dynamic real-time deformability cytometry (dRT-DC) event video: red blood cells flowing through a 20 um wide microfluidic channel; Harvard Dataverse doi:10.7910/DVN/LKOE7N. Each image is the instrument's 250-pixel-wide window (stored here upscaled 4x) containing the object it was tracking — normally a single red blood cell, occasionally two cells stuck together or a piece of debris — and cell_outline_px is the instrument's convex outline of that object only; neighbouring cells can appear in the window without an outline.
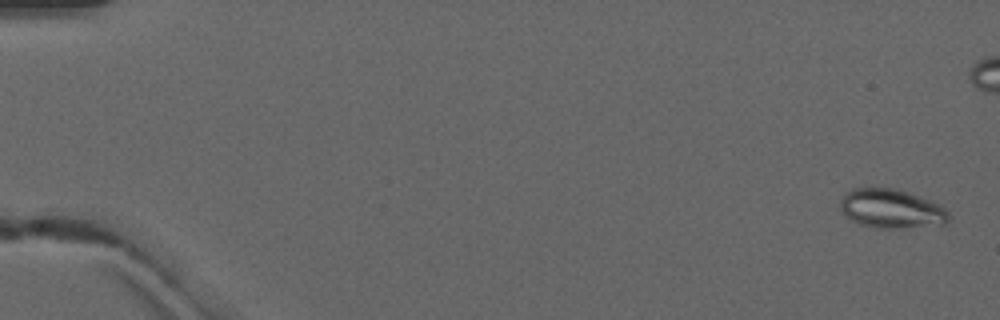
{"species": "common noctule bat (a hibernating species)", "species_latin": "Nyctalus noctula", "temperature_condition": "warm", "stored_images_in_passage": 3, "camera_frame_rate_fps": 3000, "um_per_image_px": 0.085, "animal": {"sex": "male", "forearm_length_mm": 52.5}, "frame": {"image": 1, "passage_image": 1, "time_ms": 0.0, "image_size_px": [1000, 320], "cell_outline_px": [[952, 216], [948, 224], [888, 228], [876, 228], [860, 224], [852, 220], [840, 208], [840, 200], [844, 192], [852, 188], [892, 188], [928, 200], [944, 208]], "centroid_in_image_um": [75.75, 17.74], "position_along_channel_um": 9.3, "area_um2": 24.33}}